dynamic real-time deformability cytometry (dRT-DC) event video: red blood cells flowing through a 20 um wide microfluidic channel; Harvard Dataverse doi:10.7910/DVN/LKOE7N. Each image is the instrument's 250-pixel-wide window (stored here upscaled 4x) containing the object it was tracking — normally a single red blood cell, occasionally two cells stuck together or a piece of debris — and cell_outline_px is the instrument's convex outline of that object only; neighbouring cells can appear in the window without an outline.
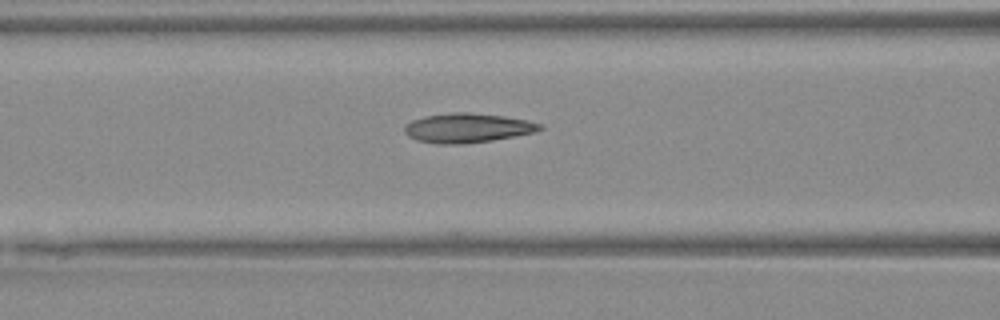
{"species": "Egyptian fruit bat (a non-hibernating species)", "species_latin": "Rousettus aegyptiacus", "temperature_condition": "warm", "stored_images_in_passage": 14, "camera_frame_rate_fps": 3000, "um_per_image_px": 0.085, "animal": {"sex": "female"}, "frame": {"image": 1, "passage_image": 12, "time_ms": 3.667, "image_size_px": [1000, 320], "cell_outline_px": [[544, 128], [536, 132], [492, 140], [460, 144], [440, 144], [416, 140], [408, 136], [404, 132], [404, 124], [412, 120], [424, 116], [452, 112], [468, 112], [504, 116], [528, 120], [540, 124]], "centroid_in_image_um": [39.71, 10.87], "position_along_channel_um": 126.9, "area_um2": 23.24}}